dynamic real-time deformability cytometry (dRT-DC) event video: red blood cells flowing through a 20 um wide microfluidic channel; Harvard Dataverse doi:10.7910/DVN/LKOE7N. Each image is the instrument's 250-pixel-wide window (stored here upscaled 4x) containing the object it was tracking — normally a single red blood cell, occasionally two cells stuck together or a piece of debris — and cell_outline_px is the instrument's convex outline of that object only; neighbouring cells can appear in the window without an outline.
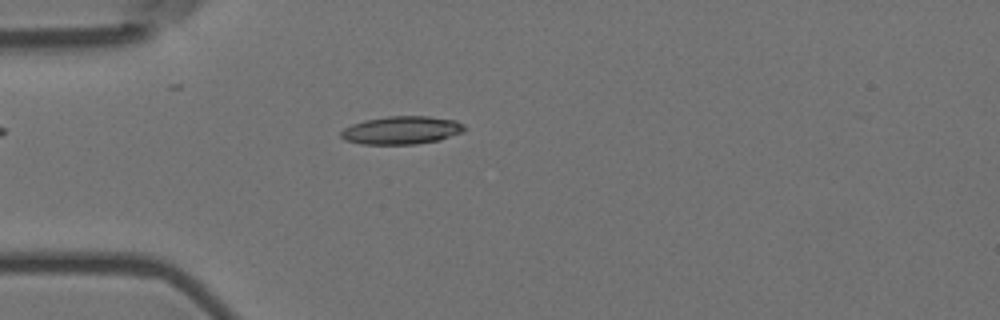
{"species": "Egyptian fruit bat (a non-hibernating species)", "species_latin": "Rousettus aegyptiacus", "temperature_condition": "room temperature", "stored_images_in_passage": 5, "camera_frame_rate_fps": 3000, "um_per_image_px": 0.085, "animal": {"sex": "female"}, "frame": {"image": 1, "passage_image": 5, "time_ms": 1.333, "image_size_px": [1000, 320], "cell_outline_px": [[464, 132], [440, 140], [416, 144], [360, 144], [344, 140], [340, 136], [340, 132], [344, 128], [352, 124], [364, 120], [388, 116], [428, 116], [456, 120], [464, 124]], "centroid_in_image_um": [34.13, 11.07], "position_along_channel_um": 50.9, "area_um2": 20.35}}